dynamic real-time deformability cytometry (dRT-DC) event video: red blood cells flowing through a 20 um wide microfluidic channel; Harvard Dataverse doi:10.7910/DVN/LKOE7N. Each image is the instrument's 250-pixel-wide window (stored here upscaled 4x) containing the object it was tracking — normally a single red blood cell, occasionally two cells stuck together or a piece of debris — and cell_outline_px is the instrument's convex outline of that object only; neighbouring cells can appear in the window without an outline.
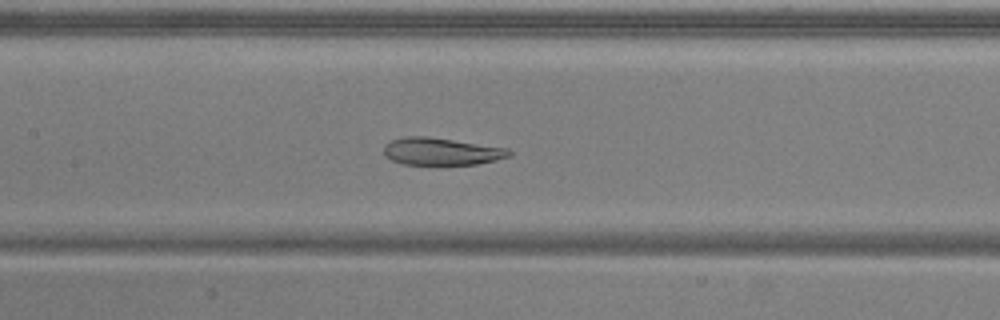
{"species": "common noctule bat (a hibernating species)", "species_latin": "Nyctalus noctula", "temperature_condition": "warm", "stored_images_in_passage": 50, "camera_frame_rate_fps": 3000, "um_per_image_px": 0.085, "animal": {"sex": "male", "body_mass_g": 20.5, "forearm_length_mm": 52.5}, "frame": {"image": 1, "passage_image": 22, "time_ms": 7.0, "image_size_px": [1000, 320], "cell_outline_px": [[512, 156], [496, 160], [476, 164], [400, 164], [384, 156], [384, 144], [392, 140], [404, 136], [428, 136], [508, 148], [512, 152]], "centroid_in_image_um": [37.51, 12.86], "position_along_channel_um": 169.9, "area_um2": 20.06}}
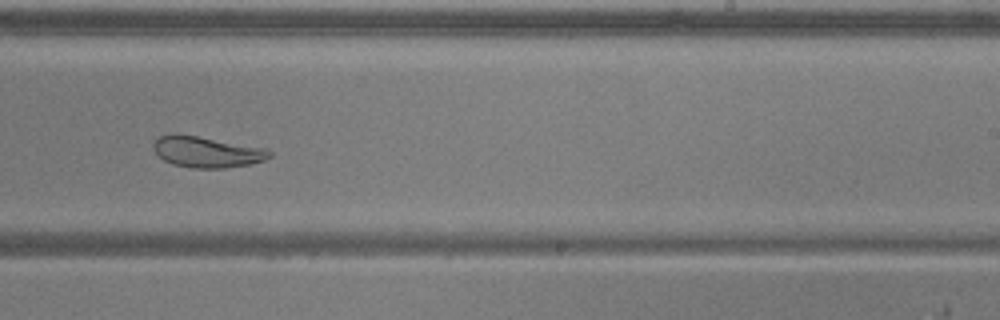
{"frame": {"image": 2, "passage_image": 30, "time_ms": 9.667, "image_size_px": [1000, 320], "cell_outline_px": [[272, 156], [264, 160], [248, 164], [224, 168], [192, 168], [172, 164], [164, 160], [152, 148], [152, 144], [160, 136], [196, 136], [264, 148], [272, 152]], "centroid_in_image_um": [17.6, 12.95], "position_along_channel_um": 271.4, "area_um2": 20.29}}
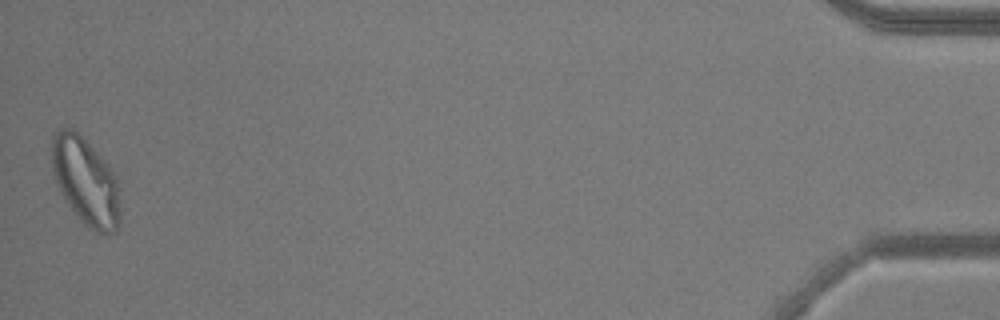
{"frame": {"image": 3, "passage_image": 50, "time_ms": 16.333, "image_size_px": [1000, 320], "cell_outline_px": [[120, 224], [116, 232], [108, 236], [96, 232], [88, 228], [76, 216], [60, 192], [52, 172], [52, 136], [56, 132], [64, 128], [72, 128], [108, 164], [116, 176], [120, 192]], "centroid_in_image_um": [7.31, 15.5], "position_along_channel_um": 427.9, "area_um2": 35.14}, "authors_computed_cell_mechanics": {"area_um2": 28.0619, "velocity_mm_per_s": 3.8259, "shape_relaxation_time_tau1_ms": null, "shape_relaxation_time_tau2_ms": 1.3949, "deformation_change_tau1": null, "deformation_change_tau2": 0.045}}